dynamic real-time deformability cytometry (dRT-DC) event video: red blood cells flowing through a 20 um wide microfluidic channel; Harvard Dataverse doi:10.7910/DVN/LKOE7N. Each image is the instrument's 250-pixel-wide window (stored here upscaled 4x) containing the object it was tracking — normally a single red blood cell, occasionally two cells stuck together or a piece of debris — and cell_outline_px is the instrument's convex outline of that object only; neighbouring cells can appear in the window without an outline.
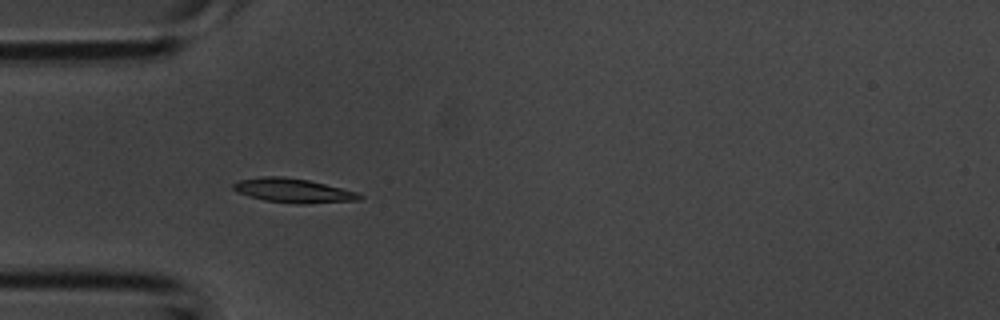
{"species": "common noctule bat (a hibernating species)", "species_latin": "Nyctalus noctula", "temperature_condition": "room temperature", "stored_images_in_passage": 4, "camera_frame_rate_fps": 3000, "um_per_image_px": 0.085, "animal": {"sex": "male", "body_mass_g": 20.1, "forearm_length_mm": 53.5}, "frame": {"image": 1, "passage_image": 3, "time_ms": 0.667, "image_size_px": [1000, 320], "cell_outline_px": [[364, 196], [360, 200], [304, 204], [300, 204], [264, 200], [248, 196], [236, 192], [232, 188], [232, 184], [240, 180], [260, 176], [284, 176], [308, 180], [356, 192]], "centroid_in_image_um": [24.88, 16.19], "position_along_channel_um": 60.1, "area_um2": 17.74}}
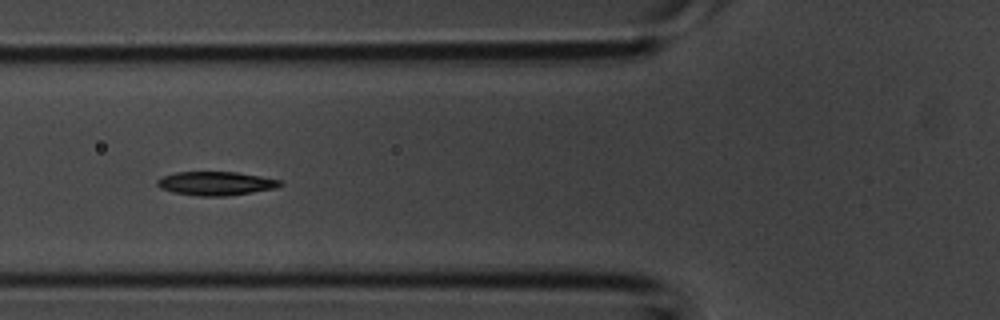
{"frame": {"image": 2, "passage_image": 4, "time_ms": 1.0, "image_size_px": [1000, 320], "cell_outline_px": [[284, 184], [276, 188], [252, 192], [224, 196], [200, 196], [172, 192], [160, 188], [156, 184], [156, 180], [164, 176], [176, 172], [236, 172], [284, 180]], "centroid_in_image_um": [18.37, 15.59], "position_along_channel_um": 107.4, "area_um2": 17.05}}